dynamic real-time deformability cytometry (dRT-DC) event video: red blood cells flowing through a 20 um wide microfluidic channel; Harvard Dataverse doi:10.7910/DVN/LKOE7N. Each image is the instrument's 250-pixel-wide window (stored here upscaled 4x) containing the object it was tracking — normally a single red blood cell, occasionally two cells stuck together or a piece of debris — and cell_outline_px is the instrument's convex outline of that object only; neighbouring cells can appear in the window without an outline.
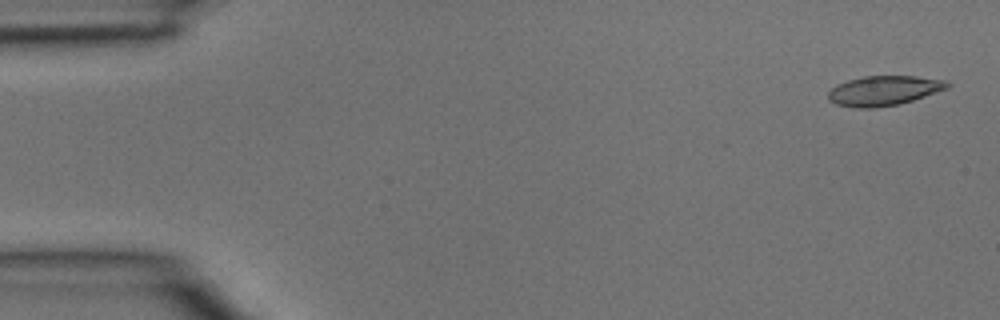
{"species": "common noctule bat (a hibernating species)", "species_latin": "Nyctalus noctula", "temperature_condition": "room temperature", "stored_images_in_passage": 4, "segment_of_instrument_passage": [2, 2], "camera_frame_rate_fps": 3000, "um_per_image_px": 0.085, "animal": {"sex": "male", "body_mass_g": 15.6}, "frame": {"image": 1, "passage_image": 4, "time_ms": 1.0, "image_size_px": [1000, 320], "cell_outline_px": [[952, 84], [948, 88], [900, 104], [872, 108], [852, 108], [836, 104], [828, 100], [828, 92], [836, 84], [848, 80], [864, 76], [916, 76], [948, 80]], "centroid_in_image_um": [75.12, 7.7], "position_along_channel_um": 9.9, "area_um2": 20.81}}